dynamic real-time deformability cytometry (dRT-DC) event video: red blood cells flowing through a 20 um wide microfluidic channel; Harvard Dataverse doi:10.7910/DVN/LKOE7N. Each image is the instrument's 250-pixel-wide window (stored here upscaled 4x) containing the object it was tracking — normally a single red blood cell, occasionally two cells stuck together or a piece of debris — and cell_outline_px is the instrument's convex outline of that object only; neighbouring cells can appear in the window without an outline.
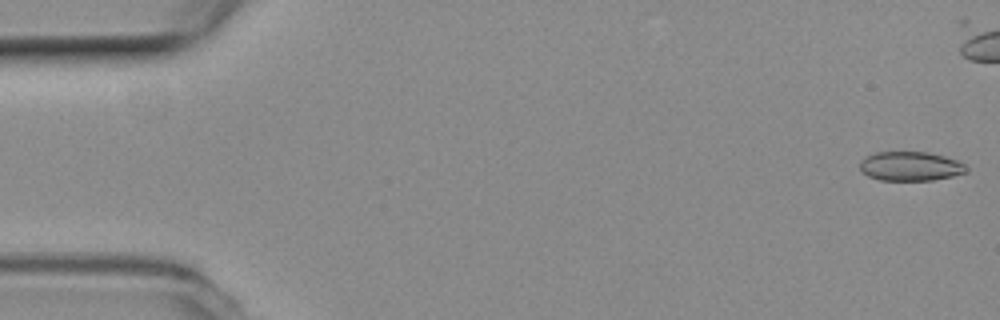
{"species": "common noctule bat (a hibernating species)", "species_latin": "Nyctalus noctula", "temperature_condition": "room temperature", "stored_images_in_passage": 44, "camera_frame_rate_fps": 3000, "um_per_image_px": 0.085, "animal": {"sex": "female", "body_mass_g": 19.3, "forearm_length_mm": 54.1}, "frame": {"image": 1, "passage_image": 1, "time_ms": 0.0, "image_size_px": [1000, 320], "cell_outline_px": [[968, 172], [952, 176], [932, 180], [880, 180], [868, 176], [860, 172], [860, 160], [872, 152], [928, 152], [944, 156], [956, 160], [964, 164], [968, 168]], "centroid_in_image_um": [77.35, 14.13], "position_along_channel_um": 7.6, "area_um2": 18.26}}
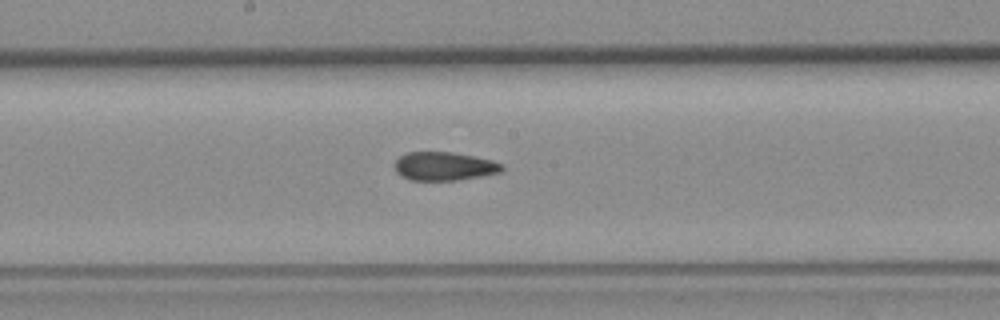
{"frame": {"image": 2, "passage_image": 28, "time_ms": 9.0, "image_size_px": [1000, 320], "cell_outline_px": [[504, 168], [500, 172], [480, 176], [456, 180], [412, 180], [400, 176], [396, 172], [392, 164], [400, 156], [408, 152], [452, 152], [492, 160], [504, 164]], "centroid_in_image_um": [37.72, 14.13], "position_along_channel_um": 210.5, "area_um2": 17.86}}
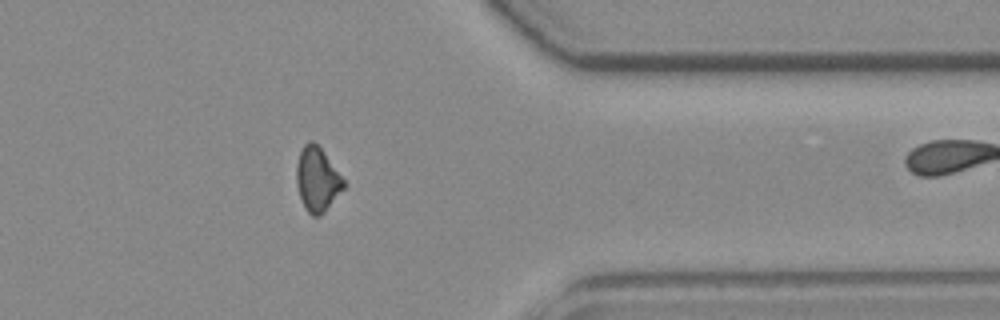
{"frame": {"image": 3, "passage_image": 43, "time_ms": 14.0, "image_size_px": [1000, 320], "cell_outline_px": [[344, 188], [324, 212], [320, 216], [312, 216], [308, 212], [300, 196], [296, 184], [296, 164], [300, 152], [304, 144], [308, 140], [312, 140], [324, 152], [344, 180]], "centroid_in_image_um": [26.95, 15.23], "position_along_channel_um": 384.5, "area_um2": 17.4}}